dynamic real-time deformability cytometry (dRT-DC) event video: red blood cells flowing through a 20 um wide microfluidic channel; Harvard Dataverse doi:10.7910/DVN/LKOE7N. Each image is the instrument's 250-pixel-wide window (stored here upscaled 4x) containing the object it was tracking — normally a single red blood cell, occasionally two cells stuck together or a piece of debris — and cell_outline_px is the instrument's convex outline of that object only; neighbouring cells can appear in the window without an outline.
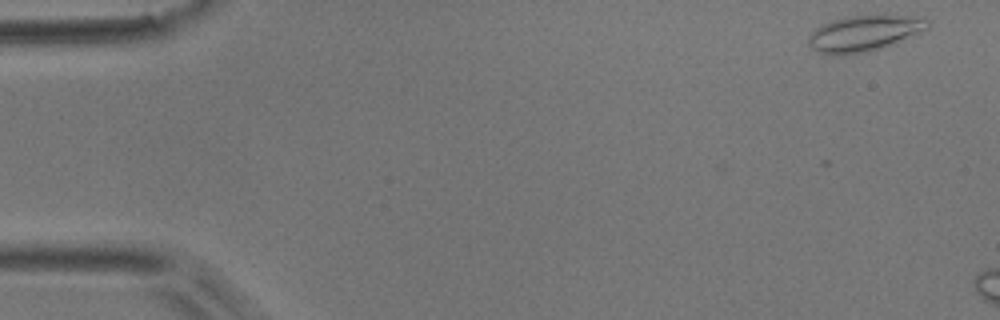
{"species": "common noctule bat (a hibernating species)", "species_latin": "Nyctalus noctula", "temperature_condition": "room temperature", "stored_images_in_passage": 5, "camera_frame_rate_fps": 3000, "um_per_image_px": 0.085, "animal": {"sex": "male", "body_mass_g": 17.9}, "frame": {"image": 1, "passage_image": 1, "time_ms": 0.0, "image_size_px": [1000, 320], "cell_outline_px": [[932, 20], [928, 28], [880, 48], [868, 52], [840, 56], [832, 56], [820, 52], [812, 48], [808, 44], [808, 36], [816, 28], [832, 20], [844, 16], [904, 16]], "centroid_in_image_um": [73.37, 2.85], "position_along_channel_um": 11.6, "area_um2": 24.51}}